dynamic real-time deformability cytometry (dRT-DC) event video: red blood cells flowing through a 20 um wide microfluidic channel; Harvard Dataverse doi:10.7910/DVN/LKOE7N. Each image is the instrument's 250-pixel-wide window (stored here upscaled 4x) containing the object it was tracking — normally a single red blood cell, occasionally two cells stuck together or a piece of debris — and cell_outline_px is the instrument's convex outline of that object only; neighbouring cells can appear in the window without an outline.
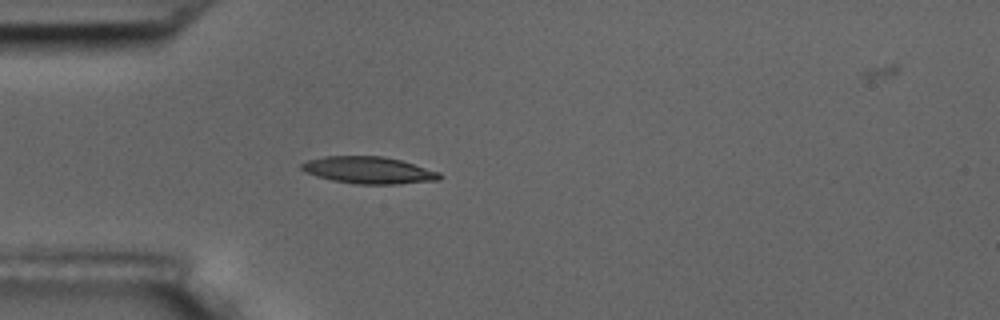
{"species": "common noctule bat (a hibernating species)", "species_latin": "Nyctalus noctula", "temperature_condition": "room temperature", "stored_images_in_passage": 2, "camera_frame_rate_fps": 3000, "um_per_image_px": 0.085, "animal": {"sex": "male", "body_mass_g": 17.5, "forearm_length_mm": 52.3}, "frame": {"image": 1, "passage_image": 2, "time_ms": 1.0, "image_size_px": [1000, 320], "cell_outline_px": [[444, 176], [440, 180], [400, 184], [356, 184], [332, 180], [316, 176], [304, 172], [300, 168], [300, 164], [308, 160], [324, 156], [384, 156], [400, 160], [440, 172]], "centroid_in_image_um": [31.34, 14.47], "position_along_channel_um": 53.7, "area_um2": 21.85}}